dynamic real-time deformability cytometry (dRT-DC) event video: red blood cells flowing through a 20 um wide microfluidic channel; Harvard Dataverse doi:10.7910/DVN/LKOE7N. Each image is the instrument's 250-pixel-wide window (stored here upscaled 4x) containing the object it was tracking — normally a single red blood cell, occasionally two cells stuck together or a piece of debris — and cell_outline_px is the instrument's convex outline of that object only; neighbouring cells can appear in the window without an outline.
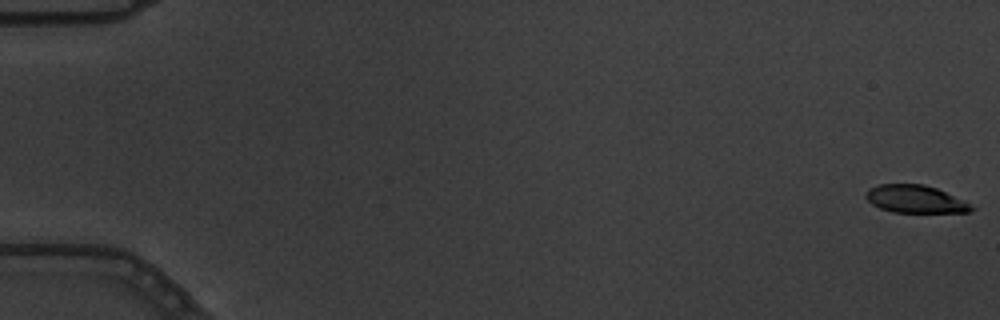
{"species": "common noctule bat (a hibernating species)", "species_latin": "Nyctalus noctula", "temperature_condition": "warm", "stored_images_in_passage": 6, "camera_frame_rate_fps": 3000, "um_per_image_px": 0.085, "animal": {"sex": "male", "body_mass_g": 19.5, "forearm_length_mm": 54.6}, "frame": {"image": 1, "passage_image": 1, "time_ms": 0.0, "image_size_px": [1000, 320], "cell_outline_px": [[976, 208], [972, 212], [892, 212], [880, 208], [872, 204], [864, 196], [868, 188], [880, 184], [924, 184], [936, 188], [964, 200]], "centroid_in_image_um": [77.8, 16.92], "position_along_channel_um": 7.2, "area_um2": 17.05}}
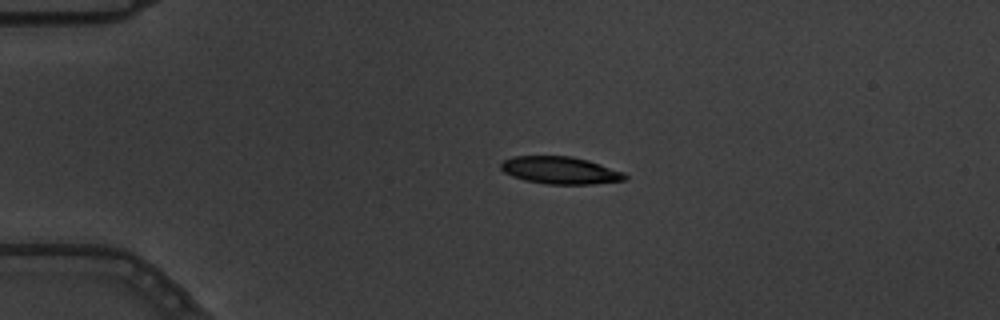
{"frame": {"image": 2, "passage_image": 5, "time_ms": 1.333, "image_size_px": [1000, 320], "cell_outline_px": [[628, 176], [624, 180], [592, 184], [544, 184], [524, 180], [512, 176], [504, 172], [500, 168], [500, 164], [504, 160], [512, 156], [572, 156], [588, 160], [624, 172]], "centroid_in_image_um": [47.6, 14.47], "position_along_channel_um": 37.4, "area_um2": 19.83}}